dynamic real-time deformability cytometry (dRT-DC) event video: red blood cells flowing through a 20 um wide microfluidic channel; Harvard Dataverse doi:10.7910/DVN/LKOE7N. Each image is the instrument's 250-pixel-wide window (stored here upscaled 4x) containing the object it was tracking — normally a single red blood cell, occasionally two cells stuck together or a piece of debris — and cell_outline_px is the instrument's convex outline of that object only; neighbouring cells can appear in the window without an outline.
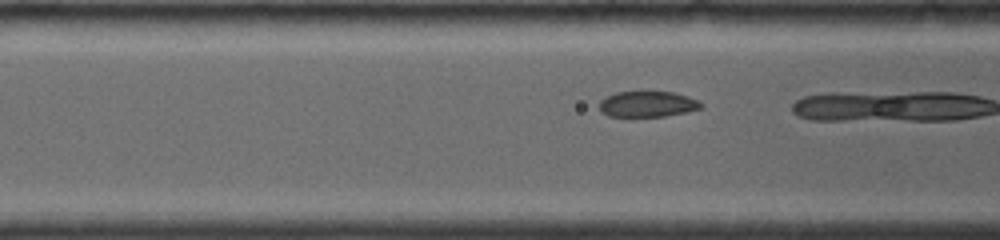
{"species": "common noctule bat (a hibernating species)", "species_latin": "Nyctalus noctula", "temperature_condition": "room temperature", "stored_images_in_passage": 8, "camera_frame_rate_fps": 4000, "um_per_image_px": 0.085, "animal": {"sex": "female", "body_mass_g": 19.0, "forearm_length_mm": 56.7}, "frame": {"image": 1, "passage_image": 5, "time_ms": 1.0, "image_size_px": [1000, 240], "cell_outline_px": [[704, 108], [688, 112], [664, 116], [608, 116], [600, 112], [600, 100], [616, 92], [676, 92], [688, 96], [704, 104]], "centroid_in_image_um": [55.08, 8.85], "position_along_channel_um": 111.5, "area_um2": 15.32}}